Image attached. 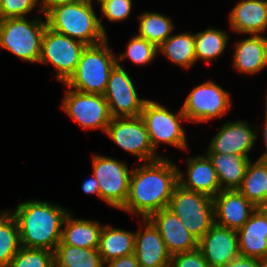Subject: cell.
Masks as SVG:
<instances>
[{
	"instance_id": "1",
	"label": "cell",
	"mask_w": 267,
	"mask_h": 267,
	"mask_svg": "<svg viewBox=\"0 0 267 267\" xmlns=\"http://www.w3.org/2000/svg\"><path fill=\"white\" fill-rule=\"evenodd\" d=\"M177 166L161 157L132 169L128 199L121 210L148 219L153 213L168 208L179 184Z\"/></svg>"
},
{
	"instance_id": "2",
	"label": "cell",
	"mask_w": 267,
	"mask_h": 267,
	"mask_svg": "<svg viewBox=\"0 0 267 267\" xmlns=\"http://www.w3.org/2000/svg\"><path fill=\"white\" fill-rule=\"evenodd\" d=\"M68 213L65 208L46 201L19 203L11 215L18 225L21 246L54 252L61 241V227Z\"/></svg>"
},
{
	"instance_id": "3",
	"label": "cell",
	"mask_w": 267,
	"mask_h": 267,
	"mask_svg": "<svg viewBox=\"0 0 267 267\" xmlns=\"http://www.w3.org/2000/svg\"><path fill=\"white\" fill-rule=\"evenodd\" d=\"M45 18L49 28L85 45H96L107 39L106 29L97 18L92 2L52 7Z\"/></svg>"
},
{
	"instance_id": "4",
	"label": "cell",
	"mask_w": 267,
	"mask_h": 267,
	"mask_svg": "<svg viewBox=\"0 0 267 267\" xmlns=\"http://www.w3.org/2000/svg\"><path fill=\"white\" fill-rule=\"evenodd\" d=\"M107 42L86 45L66 86L82 93L104 94L111 71L118 64Z\"/></svg>"
},
{
	"instance_id": "5",
	"label": "cell",
	"mask_w": 267,
	"mask_h": 267,
	"mask_svg": "<svg viewBox=\"0 0 267 267\" xmlns=\"http://www.w3.org/2000/svg\"><path fill=\"white\" fill-rule=\"evenodd\" d=\"M47 21L41 17L0 20V48H4L23 61L38 62Z\"/></svg>"
},
{
	"instance_id": "6",
	"label": "cell",
	"mask_w": 267,
	"mask_h": 267,
	"mask_svg": "<svg viewBox=\"0 0 267 267\" xmlns=\"http://www.w3.org/2000/svg\"><path fill=\"white\" fill-rule=\"evenodd\" d=\"M168 209L184 224L199 241L215 224L213 198L177 185Z\"/></svg>"
},
{
	"instance_id": "7",
	"label": "cell",
	"mask_w": 267,
	"mask_h": 267,
	"mask_svg": "<svg viewBox=\"0 0 267 267\" xmlns=\"http://www.w3.org/2000/svg\"><path fill=\"white\" fill-rule=\"evenodd\" d=\"M140 116L155 151L162 142L179 149H187L186 134L180 123L183 120L187 121L182 109L178 114H174L161 104L147 100Z\"/></svg>"
},
{
	"instance_id": "8",
	"label": "cell",
	"mask_w": 267,
	"mask_h": 267,
	"mask_svg": "<svg viewBox=\"0 0 267 267\" xmlns=\"http://www.w3.org/2000/svg\"><path fill=\"white\" fill-rule=\"evenodd\" d=\"M85 47L83 42L58 33L47 26L42 39L39 63H51L57 71L56 79L66 83L75 73Z\"/></svg>"
},
{
	"instance_id": "9",
	"label": "cell",
	"mask_w": 267,
	"mask_h": 267,
	"mask_svg": "<svg viewBox=\"0 0 267 267\" xmlns=\"http://www.w3.org/2000/svg\"><path fill=\"white\" fill-rule=\"evenodd\" d=\"M93 172L100 189V198L109 206L122 209L129 195L130 176L123 161L100 155H93Z\"/></svg>"
},
{
	"instance_id": "10",
	"label": "cell",
	"mask_w": 267,
	"mask_h": 267,
	"mask_svg": "<svg viewBox=\"0 0 267 267\" xmlns=\"http://www.w3.org/2000/svg\"><path fill=\"white\" fill-rule=\"evenodd\" d=\"M230 94L212 81L195 86L181 109L188 122L203 123L221 118L231 108Z\"/></svg>"
},
{
	"instance_id": "11",
	"label": "cell",
	"mask_w": 267,
	"mask_h": 267,
	"mask_svg": "<svg viewBox=\"0 0 267 267\" xmlns=\"http://www.w3.org/2000/svg\"><path fill=\"white\" fill-rule=\"evenodd\" d=\"M65 94L61 108L74 121L86 130L101 129L106 132L112 117L102 94L82 93L72 88Z\"/></svg>"
},
{
	"instance_id": "12",
	"label": "cell",
	"mask_w": 267,
	"mask_h": 267,
	"mask_svg": "<svg viewBox=\"0 0 267 267\" xmlns=\"http://www.w3.org/2000/svg\"><path fill=\"white\" fill-rule=\"evenodd\" d=\"M119 147L130 152L144 162L161 158L153 149L146 126L138 117H114L106 132Z\"/></svg>"
},
{
	"instance_id": "13",
	"label": "cell",
	"mask_w": 267,
	"mask_h": 267,
	"mask_svg": "<svg viewBox=\"0 0 267 267\" xmlns=\"http://www.w3.org/2000/svg\"><path fill=\"white\" fill-rule=\"evenodd\" d=\"M103 96L112 118L138 117L147 101L139 98L131 78L120 64L112 69Z\"/></svg>"
},
{
	"instance_id": "14",
	"label": "cell",
	"mask_w": 267,
	"mask_h": 267,
	"mask_svg": "<svg viewBox=\"0 0 267 267\" xmlns=\"http://www.w3.org/2000/svg\"><path fill=\"white\" fill-rule=\"evenodd\" d=\"M198 249L210 267H225L240 256L237 230L214 224L198 241Z\"/></svg>"
},
{
	"instance_id": "15",
	"label": "cell",
	"mask_w": 267,
	"mask_h": 267,
	"mask_svg": "<svg viewBox=\"0 0 267 267\" xmlns=\"http://www.w3.org/2000/svg\"><path fill=\"white\" fill-rule=\"evenodd\" d=\"M246 121L225 123L211 139L207 153L238 154L249 157L257 140V132Z\"/></svg>"
},
{
	"instance_id": "16",
	"label": "cell",
	"mask_w": 267,
	"mask_h": 267,
	"mask_svg": "<svg viewBox=\"0 0 267 267\" xmlns=\"http://www.w3.org/2000/svg\"><path fill=\"white\" fill-rule=\"evenodd\" d=\"M148 219L158 229L171 256L198 248L196 237L184 227L183 222L168 208L153 213Z\"/></svg>"
},
{
	"instance_id": "17",
	"label": "cell",
	"mask_w": 267,
	"mask_h": 267,
	"mask_svg": "<svg viewBox=\"0 0 267 267\" xmlns=\"http://www.w3.org/2000/svg\"><path fill=\"white\" fill-rule=\"evenodd\" d=\"M213 202L215 224L234 230L243 227L257 209L239 190H221Z\"/></svg>"
},
{
	"instance_id": "18",
	"label": "cell",
	"mask_w": 267,
	"mask_h": 267,
	"mask_svg": "<svg viewBox=\"0 0 267 267\" xmlns=\"http://www.w3.org/2000/svg\"><path fill=\"white\" fill-rule=\"evenodd\" d=\"M134 254L139 267L170 266L171 255L158 229L149 219H143L139 231L135 232Z\"/></svg>"
},
{
	"instance_id": "19",
	"label": "cell",
	"mask_w": 267,
	"mask_h": 267,
	"mask_svg": "<svg viewBox=\"0 0 267 267\" xmlns=\"http://www.w3.org/2000/svg\"><path fill=\"white\" fill-rule=\"evenodd\" d=\"M187 160V178L183 176L181 171H178L179 185L214 198L221 191V186L212 161L207 155L196 156Z\"/></svg>"
},
{
	"instance_id": "20",
	"label": "cell",
	"mask_w": 267,
	"mask_h": 267,
	"mask_svg": "<svg viewBox=\"0 0 267 267\" xmlns=\"http://www.w3.org/2000/svg\"><path fill=\"white\" fill-rule=\"evenodd\" d=\"M240 256H267V208H257L243 227L237 230Z\"/></svg>"
},
{
	"instance_id": "21",
	"label": "cell",
	"mask_w": 267,
	"mask_h": 267,
	"mask_svg": "<svg viewBox=\"0 0 267 267\" xmlns=\"http://www.w3.org/2000/svg\"><path fill=\"white\" fill-rule=\"evenodd\" d=\"M229 18L235 32L261 35L267 28V0H241L231 10Z\"/></svg>"
},
{
	"instance_id": "22",
	"label": "cell",
	"mask_w": 267,
	"mask_h": 267,
	"mask_svg": "<svg viewBox=\"0 0 267 267\" xmlns=\"http://www.w3.org/2000/svg\"><path fill=\"white\" fill-rule=\"evenodd\" d=\"M233 56V65L244 74H256L267 66V38L251 35L237 41Z\"/></svg>"
},
{
	"instance_id": "23",
	"label": "cell",
	"mask_w": 267,
	"mask_h": 267,
	"mask_svg": "<svg viewBox=\"0 0 267 267\" xmlns=\"http://www.w3.org/2000/svg\"><path fill=\"white\" fill-rule=\"evenodd\" d=\"M61 241L59 244H67L80 248L98 249L100 234L104 225L97 221L75 219L69 212L64 219Z\"/></svg>"
},
{
	"instance_id": "24",
	"label": "cell",
	"mask_w": 267,
	"mask_h": 267,
	"mask_svg": "<svg viewBox=\"0 0 267 267\" xmlns=\"http://www.w3.org/2000/svg\"><path fill=\"white\" fill-rule=\"evenodd\" d=\"M206 155L217 172L221 190H238L242 185L250 158L238 154L207 153Z\"/></svg>"
},
{
	"instance_id": "25",
	"label": "cell",
	"mask_w": 267,
	"mask_h": 267,
	"mask_svg": "<svg viewBox=\"0 0 267 267\" xmlns=\"http://www.w3.org/2000/svg\"><path fill=\"white\" fill-rule=\"evenodd\" d=\"M135 232L104 225L98 252L103 263L134 253Z\"/></svg>"
},
{
	"instance_id": "26",
	"label": "cell",
	"mask_w": 267,
	"mask_h": 267,
	"mask_svg": "<svg viewBox=\"0 0 267 267\" xmlns=\"http://www.w3.org/2000/svg\"><path fill=\"white\" fill-rule=\"evenodd\" d=\"M157 52H161L174 64L190 69L196 62L195 35L189 32L173 34L157 47Z\"/></svg>"
},
{
	"instance_id": "27",
	"label": "cell",
	"mask_w": 267,
	"mask_h": 267,
	"mask_svg": "<svg viewBox=\"0 0 267 267\" xmlns=\"http://www.w3.org/2000/svg\"><path fill=\"white\" fill-rule=\"evenodd\" d=\"M267 160L249 162L242 185L238 189L255 207L265 208Z\"/></svg>"
},
{
	"instance_id": "28",
	"label": "cell",
	"mask_w": 267,
	"mask_h": 267,
	"mask_svg": "<svg viewBox=\"0 0 267 267\" xmlns=\"http://www.w3.org/2000/svg\"><path fill=\"white\" fill-rule=\"evenodd\" d=\"M54 267H103L98 249L58 244L54 251Z\"/></svg>"
},
{
	"instance_id": "29",
	"label": "cell",
	"mask_w": 267,
	"mask_h": 267,
	"mask_svg": "<svg viewBox=\"0 0 267 267\" xmlns=\"http://www.w3.org/2000/svg\"><path fill=\"white\" fill-rule=\"evenodd\" d=\"M139 34L148 42L158 47L165 42L172 34L174 24L165 15L155 12H145L139 16Z\"/></svg>"
},
{
	"instance_id": "30",
	"label": "cell",
	"mask_w": 267,
	"mask_h": 267,
	"mask_svg": "<svg viewBox=\"0 0 267 267\" xmlns=\"http://www.w3.org/2000/svg\"><path fill=\"white\" fill-rule=\"evenodd\" d=\"M9 212L0 213V267H8L21 248L18 225Z\"/></svg>"
},
{
	"instance_id": "31",
	"label": "cell",
	"mask_w": 267,
	"mask_h": 267,
	"mask_svg": "<svg viewBox=\"0 0 267 267\" xmlns=\"http://www.w3.org/2000/svg\"><path fill=\"white\" fill-rule=\"evenodd\" d=\"M194 35L196 61L204 60L208 62L223 53L230 37L226 31L213 28L197 32Z\"/></svg>"
},
{
	"instance_id": "32",
	"label": "cell",
	"mask_w": 267,
	"mask_h": 267,
	"mask_svg": "<svg viewBox=\"0 0 267 267\" xmlns=\"http://www.w3.org/2000/svg\"><path fill=\"white\" fill-rule=\"evenodd\" d=\"M125 49L126 52L117 57L118 64L128 58L134 64L145 65L157 55V47L138 35L129 40Z\"/></svg>"
},
{
	"instance_id": "33",
	"label": "cell",
	"mask_w": 267,
	"mask_h": 267,
	"mask_svg": "<svg viewBox=\"0 0 267 267\" xmlns=\"http://www.w3.org/2000/svg\"><path fill=\"white\" fill-rule=\"evenodd\" d=\"M8 267H54V252L21 246Z\"/></svg>"
},
{
	"instance_id": "34",
	"label": "cell",
	"mask_w": 267,
	"mask_h": 267,
	"mask_svg": "<svg viewBox=\"0 0 267 267\" xmlns=\"http://www.w3.org/2000/svg\"><path fill=\"white\" fill-rule=\"evenodd\" d=\"M104 17L112 22H121L132 11V0H103L99 3Z\"/></svg>"
},
{
	"instance_id": "35",
	"label": "cell",
	"mask_w": 267,
	"mask_h": 267,
	"mask_svg": "<svg viewBox=\"0 0 267 267\" xmlns=\"http://www.w3.org/2000/svg\"><path fill=\"white\" fill-rule=\"evenodd\" d=\"M39 5V0H2L0 20L25 17Z\"/></svg>"
},
{
	"instance_id": "36",
	"label": "cell",
	"mask_w": 267,
	"mask_h": 267,
	"mask_svg": "<svg viewBox=\"0 0 267 267\" xmlns=\"http://www.w3.org/2000/svg\"><path fill=\"white\" fill-rule=\"evenodd\" d=\"M169 267H210L202 252L197 248L193 251L178 253L171 256Z\"/></svg>"
},
{
	"instance_id": "37",
	"label": "cell",
	"mask_w": 267,
	"mask_h": 267,
	"mask_svg": "<svg viewBox=\"0 0 267 267\" xmlns=\"http://www.w3.org/2000/svg\"><path fill=\"white\" fill-rule=\"evenodd\" d=\"M105 264L107 267H139V263L134 253L107 261L103 263V267L106 266Z\"/></svg>"
},
{
	"instance_id": "38",
	"label": "cell",
	"mask_w": 267,
	"mask_h": 267,
	"mask_svg": "<svg viewBox=\"0 0 267 267\" xmlns=\"http://www.w3.org/2000/svg\"><path fill=\"white\" fill-rule=\"evenodd\" d=\"M40 4V10L39 12H43V14H46L52 7L65 5V4H78V3H85V2H92V0H39Z\"/></svg>"
},
{
	"instance_id": "39",
	"label": "cell",
	"mask_w": 267,
	"mask_h": 267,
	"mask_svg": "<svg viewBox=\"0 0 267 267\" xmlns=\"http://www.w3.org/2000/svg\"><path fill=\"white\" fill-rule=\"evenodd\" d=\"M225 267H261L260 259L239 256L231 260Z\"/></svg>"
},
{
	"instance_id": "40",
	"label": "cell",
	"mask_w": 267,
	"mask_h": 267,
	"mask_svg": "<svg viewBox=\"0 0 267 267\" xmlns=\"http://www.w3.org/2000/svg\"><path fill=\"white\" fill-rule=\"evenodd\" d=\"M82 190L86 194H93L95 193L100 198V189L97 179L93 174V178L87 179L82 184Z\"/></svg>"
},
{
	"instance_id": "41",
	"label": "cell",
	"mask_w": 267,
	"mask_h": 267,
	"mask_svg": "<svg viewBox=\"0 0 267 267\" xmlns=\"http://www.w3.org/2000/svg\"><path fill=\"white\" fill-rule=\"evenodd\" d=\"M266 110H265V124H264V128H263V141H264V144H265V152L259 157L261 159H265L267 160V96H266Z\"/></svg>"
},
{
	"instance_id": "42",
	"label": "cell",
	"mask_w": 267,
	"mask_h": 267,
	"mask_svg": "<svg viewBox=\"0 0 267 267\" xmlns=\"http://www.w3.org/2000/svg\"><path fill=\"white\" fill-rule=\"evenodd\" d=\"M261 267H267V256L260 258Z\"/></svg>"
},
{
	"instance_id": "43",
	"label": "cell",
	"mask_w": 267,
	"mask_h": 267,
	"mask_svg": "<svg viewBox=\"0 0 267 267\" xmlns=\"http://www.w3.org/2000/svg\"><path fill=\"white\" fill-rule=\"evenodd\" d=\"M265 208H267V178H266V187H265Z\"/></svg>"
},
{
	"instance_id": "44",
	"label": "cell",
	"mask_w": 267,
	"mask_h": 267,
	"mask_svg": "<svg viewBox=\"0 0 267 267\" xmlns=\"http://www.w3.org/2000/svg\"><path fill=\"white\" fill-rule=\"evenodd\" d=\"M1 5H2V0H0V12H1Z\"/></svg>"
},
{
	"instance_id": "45",
	"label": "cell",
	"mask_w": 267,
	"mask_h": 267,
	"mask_svg": "<svg viewBox=\"0 0 267 267\" xmlns=\"http://www.w3.org/2000/svg\"><path fill=\"white\" fill-rule=\"evenodd\" d=\"M103 0H97V4H99L100 2H102Z\"/></svg>"
}]
</instances>
